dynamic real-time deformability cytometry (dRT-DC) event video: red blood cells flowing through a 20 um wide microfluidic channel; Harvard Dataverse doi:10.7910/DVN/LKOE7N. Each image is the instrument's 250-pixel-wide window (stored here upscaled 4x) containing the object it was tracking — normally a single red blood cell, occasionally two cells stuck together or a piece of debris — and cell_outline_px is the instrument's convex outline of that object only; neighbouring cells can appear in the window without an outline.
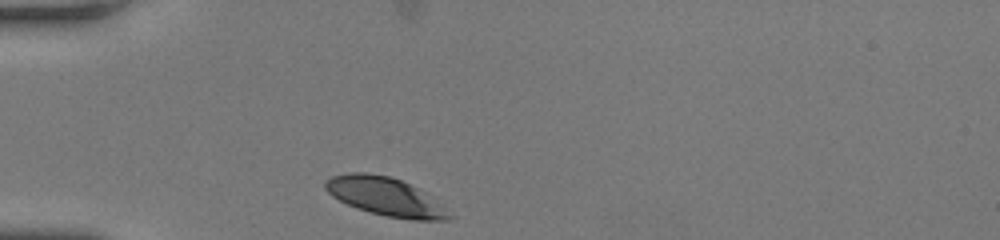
{"species": "human", "species_latin": "Homo sapiens", "temperature_condition": "room temperature", "stored_images_in_passage": 29, "camera_frame_rate_fps": 3000, "um_per_image_px": 0.085, "donor": {"sex": "female"}, "frame": {"image": 1, "passage_image": 1, "time_ms": 0.0, "image_size_px": [1000, 240], "cell_outline_px": [[456, 216], [452, 220], [412, 220], [388, 216], [356, 208], [332, 196], [324, 188], [324, 180], [332, 176], [348, 172], [368, 172], [388, 176], [400, 180], [416, 188]], "centroid_in_image_um": [32.72, 16.71], "position_along_channel_um": 52.3, "area_um2": 27.34}}
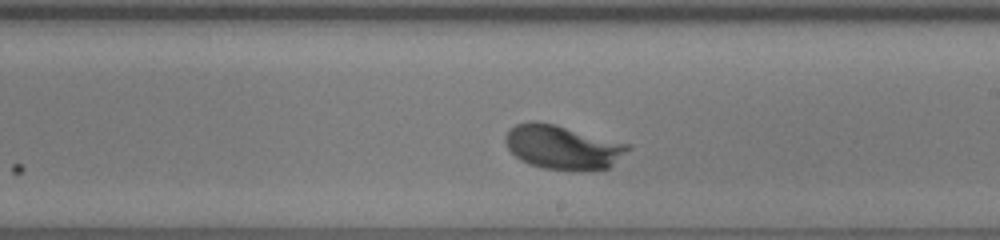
{"frame": {"image": 2, "passage_image": 17, "time_ms": 5.333, "image_size_px": [1000, 240], "cell_outline_px": [[632, 148], [608, 168], [580, 172], [544, 168], [528, 164], [520, 160], [508, 148], [504, 140], [504, 136], [508, 128], [516, 124], [532, 120], [536, 120], [556, 124], [632, 144]], "centroid_in_image_um": [47.84, 12.5], "position_along_channel_um": 241.2, "area_um2": 32.19}}
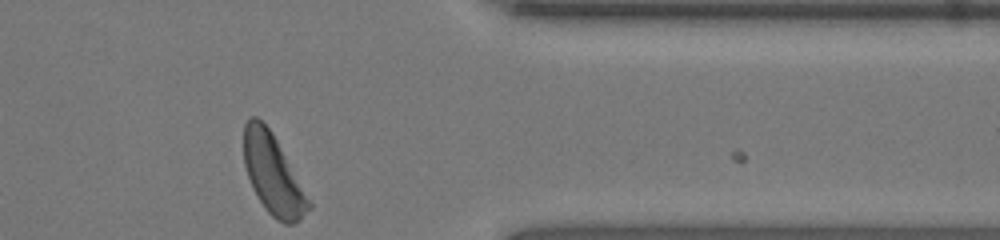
{"frame": {"image": 3, "passage_image": 29, "time_ms": 9.333, "image_size_px": [1000, 240], "cell_outline_px": [[312, 208], [300, 220], [292, 224], [284, 224], [276, 220], [268, 212], [252, 188], [244, 164], [244, 124], [252, 116], [256, 116], [272, 132], [312, 204]], "centroid_in_image_um": [23.21, 14.86], "position_along_channel_um": 388.2, "area_um2": 29.77}, "authors_computed_cell_mechanics": {"area_um2": 29.767, "velocity_mm_per_s": 3.9454, "shape_relaxation_time_tau1_ms": 2.7664, "shape_relaxation_time_tau2_ms": null, "deformation_change_tau1": 0.1512, "deformation_change_tau2": null}}